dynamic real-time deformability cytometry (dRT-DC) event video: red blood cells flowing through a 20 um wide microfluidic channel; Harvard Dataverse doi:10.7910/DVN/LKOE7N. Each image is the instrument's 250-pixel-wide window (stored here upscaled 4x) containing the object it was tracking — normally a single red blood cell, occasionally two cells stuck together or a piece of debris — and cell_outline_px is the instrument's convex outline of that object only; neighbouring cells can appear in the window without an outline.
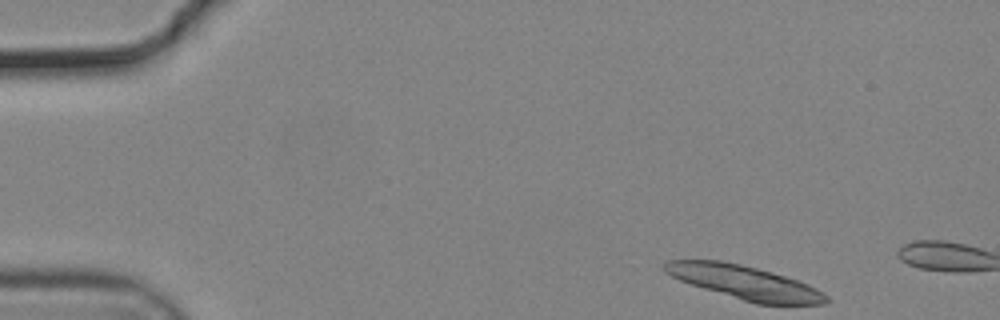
{"species": "common noctule bat (a hibernating species)", "species_latin": "Nyctalus noctula", "temperature_condition": "cold", "stored_images_in_passage": 7, "camera_frame_rate_fps": 3000, "um_per_image_px": 0.085, "animal": {"sex": "male", "body_mass_g": 19.2, "forearm_length_mm": 51.8}, "frame": {"image": 1, "passage_image": 1, "time_ms": 0.0, "image_size_px": [1000, 320], "cell_outline_px": [[832, 300], [824, 304], [756, 304], [704, 288], [680, 280], [664, 272], [664, 264], [668, 260], [720, 260], [740, 264], [772, 272], [808, 284], [824, 292]], "centroid_in_image_um": [63.34, 24.01], "position_along_channel_um": 21.7, "area_um2": 31.39}}